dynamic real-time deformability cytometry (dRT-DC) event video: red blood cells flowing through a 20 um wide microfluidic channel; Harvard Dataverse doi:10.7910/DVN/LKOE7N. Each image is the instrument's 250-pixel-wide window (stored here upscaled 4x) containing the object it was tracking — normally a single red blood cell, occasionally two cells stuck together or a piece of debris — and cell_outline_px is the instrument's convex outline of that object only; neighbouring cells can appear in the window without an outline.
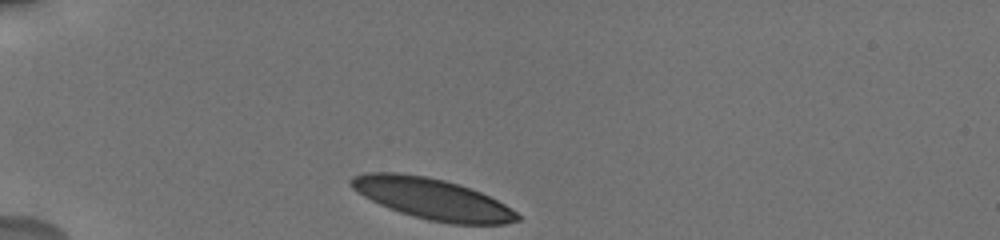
{"species": "human", "species_latin": "Homo sapiens", "temperature_condition": "cold", "stored_images_in_passage": 35, "camera_frame_rate_fps": 3000, "um_per_image_px": 0.085, "donor": {"sex": "male"}, "frame": {"image": 1, "passage_image": 1, "time_ms": 0.0, "image_size_px": [1000, 240], "cell_outline_px": [[520, 220], [504, 224], [452, 224], [428, 220], [400, 212], [388, 208], [364, 196], [352, 188], [348, 184], [348, 180], [352, 176], [368, 172], [400, 172], [424, 176], [444, 180], [480, 192], [504, 204], [516, 212], [520, 216]], "centroid_in_image_um": [36.71, 16.9], "position_along_channel_um": 48.3, "area_um2": 39.42}}
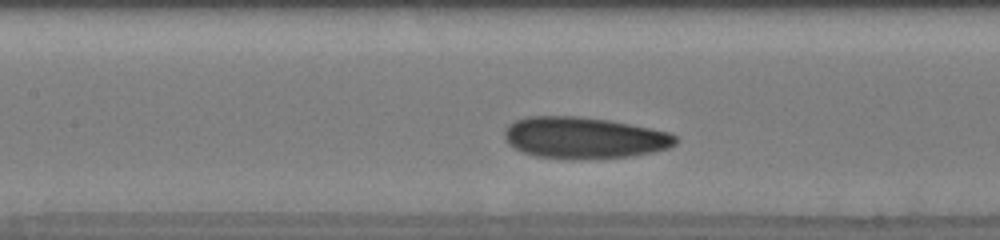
{"frame": {"image": 2, "passage_image": 20, "time_ms": 4.0, "image_size_px": [1000, 240], "cell_outline_px": [[676, 144], [668, 148], [652, 152], [632, 156], [580, 160], [536, 156], [520, 152], [508, 144], [504, 136], [504, 128], [508, 124], [516, 120], [528, 116], [576, 116], [608, 120], [668, 132], [676, 136]], "centroid_in_image_um": [49.59, 11.72], "position_along_channel_um": 157.8, "area_um2": 41.5}}
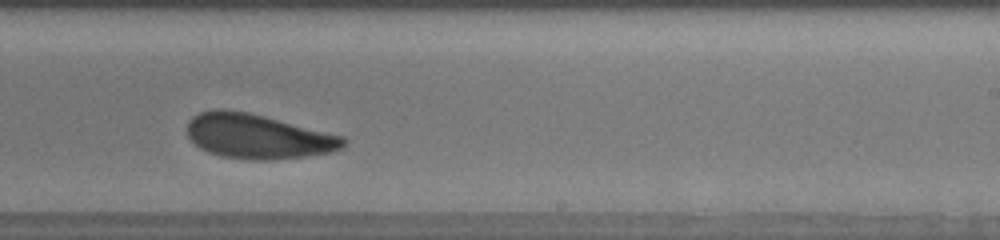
{"frame": {"image": 3, "passage_image": 34, "time_ms": 7.0, "image_size_px": [1000, 240], "cell_outline_px": [[348, 140], [340, 148], [332, 152], [304, 156], [272, 160], [248, 160], [220, 156], [208, 152], [200, 148], [188, 136], [188, 120], [192, 116], [200, 112], [220, 108], [224, 108], [248, 112], [344, 136]], "centroid_in_image_um": [21.9, 11.59], "position_along_channel_um": 267.1, "area_um2": 40.63}}